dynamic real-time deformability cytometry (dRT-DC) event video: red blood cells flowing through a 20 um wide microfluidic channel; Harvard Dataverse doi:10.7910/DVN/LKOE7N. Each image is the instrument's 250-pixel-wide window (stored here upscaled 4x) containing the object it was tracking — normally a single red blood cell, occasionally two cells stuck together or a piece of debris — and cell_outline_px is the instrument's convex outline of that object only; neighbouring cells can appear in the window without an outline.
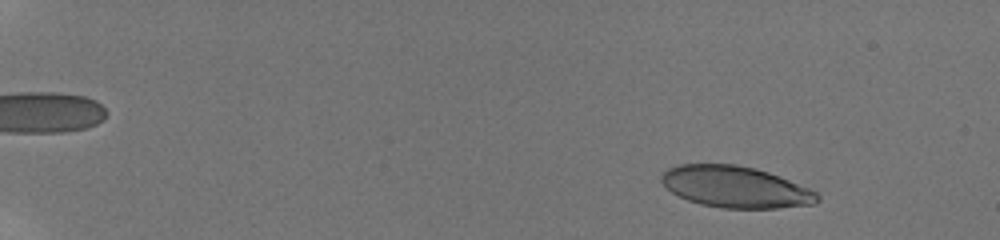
{"species": "human", "species_latin": "Homo sapiens", "temperature_condition": "room temperature", "stored_images_in_passage": 55, "camera_frame_rate_fps": 3000, "um_per_image_px": 0.085, "donor": {"sex": "male"}, "frame": {"image": 1, "passage_image": 7, "time_ms": 2.0, "image_size_px": [1000, 240], "cell_outline_px": [[820, 200], [816, 204], [776, 208], [720, 208], [700, 204], [688, 200], [672, 192], [660, 180], [660, 176], [668, 168], [676, 164], [736, 164], [756, 168], [780, 176], [808, 188], [816, 192], [820, 196]], "centroid_in_image_um": [62.52, 15.89], "position_along_channel_um": 22.5, "area_um2": 37.74}}
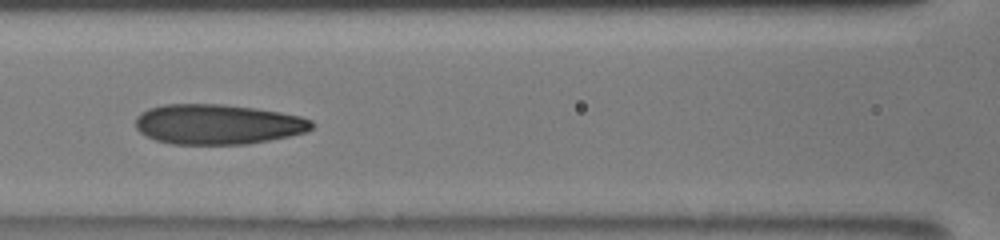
{"frame": {"image": 2, "passage_image": 29, "time_ms": 9.333, "image_size_px": [1000, 240], "cell_outline_px": [[316, 124], [308, 132], [248, 144], [172, 144], [156, 140], [140, 132], [136, 128], [136, 116], [140, 112], [148, 108], [164, 104], [220, 104], [256, 108], [280, 112], [300, 116], [312, 120]], "centroid_in_image_um": [18.52, 10.56], "position_along_channel_um": 148.1, "area_um2": 41.33}}
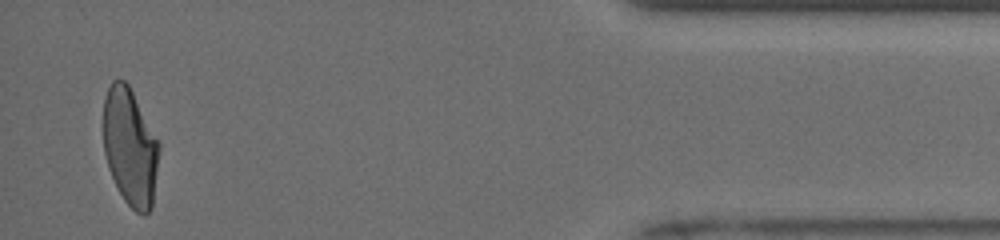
{"frame": {"image": 3, "passage_image": 54, "time_ms": 17.667, "image_size_px": [1000, 240], "cell_outline_px": [[160, 148], [152, 208], [144, 216], [136, 212], [124, 200], [108, 168], [104, 152], [104, 96], [112, 80], [124, 80], [128, 84], [160, 144]], "centroid_in_image_um": [11.06, 12.52], "position_along_channel_um": 424.1, "area_um2": 37.92}, "authors_computed_cell_mechanics": {"area_um2": 39.4774, "velocity_mm_per_s": 3.944, "shape_relaxation_time_tau1_ms": 8.4414, "shape_relaxation_time_tau2_ms": 1.3557, "deformation_change_tau1": 0.2665, "deformation_change_tau2": 0.0892}}